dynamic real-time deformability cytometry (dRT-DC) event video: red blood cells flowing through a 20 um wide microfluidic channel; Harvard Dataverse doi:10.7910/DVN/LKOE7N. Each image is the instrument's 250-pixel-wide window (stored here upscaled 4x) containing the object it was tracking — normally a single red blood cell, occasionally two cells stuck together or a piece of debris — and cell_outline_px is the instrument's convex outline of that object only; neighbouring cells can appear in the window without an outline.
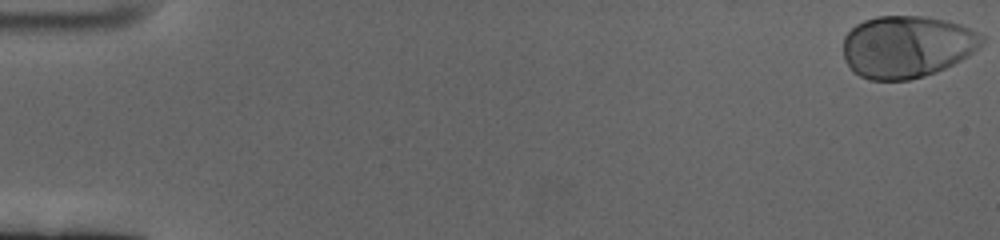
{"species": "human", "species_latin": "Homo sapiens", "temperature_condition": "cold", "stored_images_in_passage": 61, "camera_frame_rate_fps": 3000, "um_per_image_px": 0.085, "donor": {"sex": "female"}, "frame": {"image": 1, "passage_image": 1, "time_ms": 0.0, "image_size_px": [1000, 240], "cell_outline_px": [[984, 40], [980, 48], [968, 56], [936, 72], [924, 76], [908, 80], [868, 80], [852, 72], [844, 60], [844, 36], [856, 24], [864, 20], [876, 16], [924, 16], [948, 20], [960, 24], [980, 32], [984, 36]], "centroid_in_image_um": [77.09, 3.96], "position_along_channel_um": 7.9, "area_um2": 50.69}}
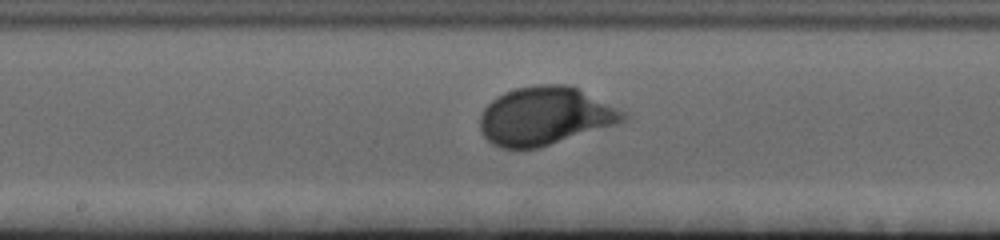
{"frame": {"image": 2, "passage_image": 33, "time_ms": 10.667, "image_size_px": [1000, 240], "cell_outline_px": [[628, 120], [616, 124], [540, 148], [500, 148], [492, 144], [480, 132], [480, 116], [484, 108], [496, 96], [504, 92], [516, 88], [540, 84], [568, 84], [624, 112], [628, 116]], "centroid_in_image_um": [46.28, 9.87], "position_along_channel_um": 201.9, "area_um2": 48.26}}
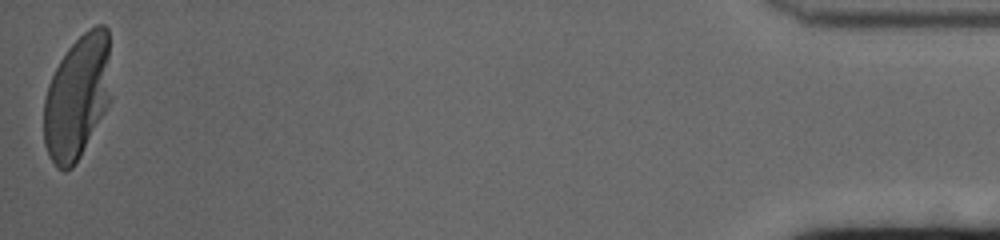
{"frame": {"image": 3, "passage_image": 61, "time_ms": 20.0, "image_size_px": [1000, 240], "cell_outline_px": [[108, 104], [104, 112], [80, 156], [72, 168], [64, 172], [56, 168], [48, 156], [44, 144], [44, 100], [48, 84], [60, 60], [68, 48], [88, 28], [96, 24], [104, 24], [108, 28]], "centroid_in_image_um": [6.51, 8.28], "position_along_channel_um": 428.7, "area_um2": 47.92}, "authors_computed_cell_mechanics": {"area_um2": 47.396, "velocity_mm_per_s": 3.3323, "shape_relaxation_time_tau1_ms": 2.737, "shape_relaxation_time_tau2_ms": null, "deformation_change_tau1": 0.1811, "deformation_change_tau2": null}}